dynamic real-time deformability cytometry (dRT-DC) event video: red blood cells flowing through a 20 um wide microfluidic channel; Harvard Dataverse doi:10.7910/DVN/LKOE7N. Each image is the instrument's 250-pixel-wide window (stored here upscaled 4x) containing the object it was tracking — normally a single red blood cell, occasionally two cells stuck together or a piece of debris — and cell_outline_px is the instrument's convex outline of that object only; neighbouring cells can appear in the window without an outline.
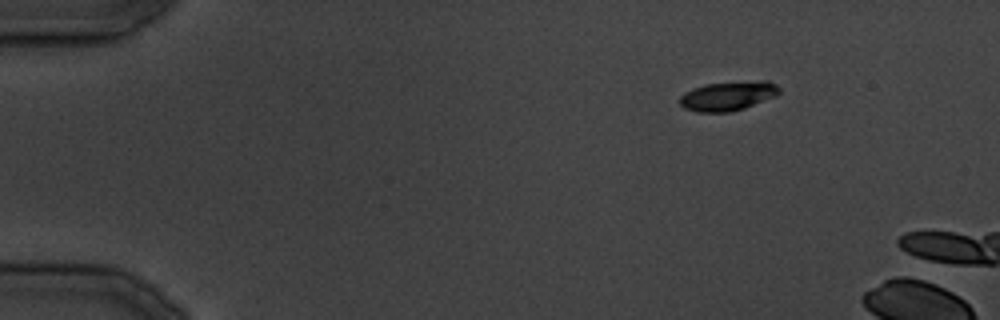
{"species": "common noctule bat (a hibernating species)", "species_latin": "Nyctalus noctula", "temperature_condition": "cold", "stored_images_in_passage": 4, "camera_frame_rate_fps": 3000, "um_per_image_px": 0.085, "animal": {"sex": "male", "body_mass_g": 19.5, "forearm_length_mm": 54.6}, "frame": {"image": 1, "passage_image": 1, "time_ms": 0.0, "image_size_px": [1000, 320], "cell_outline_px": [[780, 92], [776, 96], [744, 108], [728, 112], [696, 112], [684, 108], [680, 104], [680, 96], [684, 92], [692, 88], [704, 84], [760, 80], [768, 80], [776, 84], [780, 88]], "centroid_in_image_um": [61.88, 8.14], "position_along_channel_um": 23.1, "area_um2": 17.11}}